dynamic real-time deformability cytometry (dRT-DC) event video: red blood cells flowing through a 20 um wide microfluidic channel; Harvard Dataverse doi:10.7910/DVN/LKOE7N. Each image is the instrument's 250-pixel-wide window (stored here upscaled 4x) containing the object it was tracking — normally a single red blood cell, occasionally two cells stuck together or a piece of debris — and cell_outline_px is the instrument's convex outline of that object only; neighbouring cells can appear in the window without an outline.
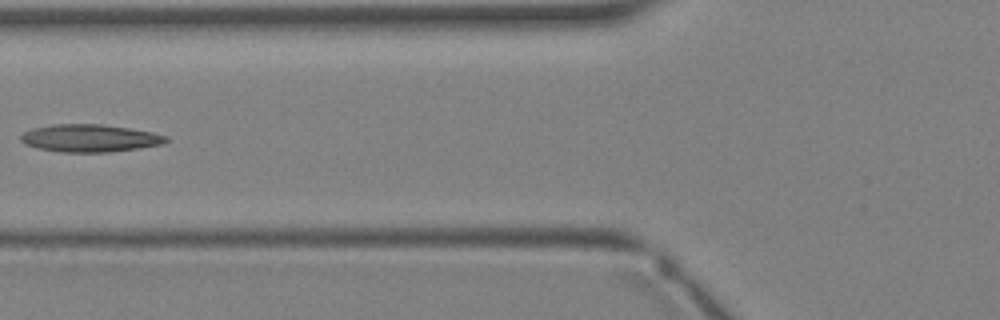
{"species": "Egyptian fruit bat (a non-hibernating species)", "species_latin": "Rousettus aegyptiacus", "temperature_condition": "warm", "stored_images_in_passage": 4, "camera_frame_rate_fps": 3000, "um_per_image_px": 0.085, "animal": {"sex": "female"}, "frame": {"image": 1, "passage_image": 4, "time_ms": 3.667, "image_size_px": [1000, 320], "cell_outline_px": [[168, 140], [164, 144], [140, 148], [112, 152], [60, 152], [36, 148], [24, 144], [20, 140], [20, 136], [24, 132], [32, 128], [56, 124], [100, 124], [128, 128], [152, 132], [168, 136]], "centroid_in_image_um": [7.63, 11.75], "position_along_channel_um": 118.2, "area_um2": 23.47}}